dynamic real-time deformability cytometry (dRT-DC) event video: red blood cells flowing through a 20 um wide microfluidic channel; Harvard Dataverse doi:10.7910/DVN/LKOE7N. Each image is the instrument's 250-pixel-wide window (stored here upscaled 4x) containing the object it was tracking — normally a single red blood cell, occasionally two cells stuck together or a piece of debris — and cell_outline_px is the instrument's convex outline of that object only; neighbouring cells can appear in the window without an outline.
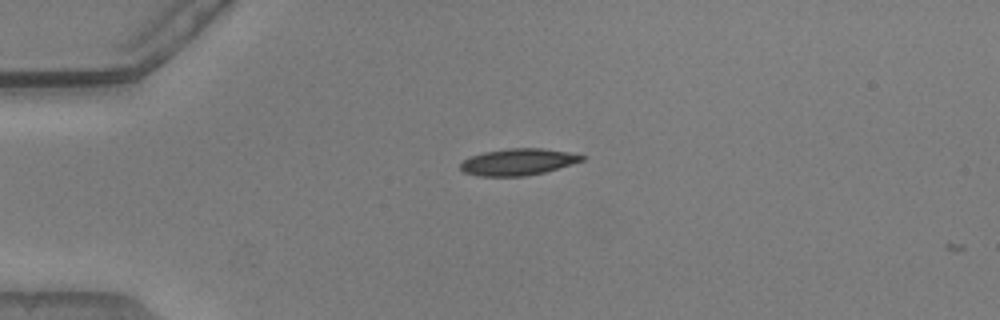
{"species": "common noctule bat (a hibernating species)", "species_latin": "Nyctalus noctula", "temperature_condition": "warm", "stored_images_in_passage": 3, "camera_frame_rate_fps": 3000, "um_per_image_px": 0.085, "animal": {"sex": "male", "body_mass_g": 20.5, "forearm_length_mm": 52.5}, "frame": {"image": 1, "passage_image": 1, "time_ms": 0.0, "image_size_px": [1000, 320], "cell_outline_px": [[588, 156], [584, 160], [544, 172], [524, 176], [480, 176], [464, 172], [460, 168], [460, 164], [468, 156], [484, 152], [508, 148], [540, 148], [568, 152]], "centroid_in_image_um": [44.02, 13.75], "position_along_channel_um": 41.0, "area_um2": 18.79}}